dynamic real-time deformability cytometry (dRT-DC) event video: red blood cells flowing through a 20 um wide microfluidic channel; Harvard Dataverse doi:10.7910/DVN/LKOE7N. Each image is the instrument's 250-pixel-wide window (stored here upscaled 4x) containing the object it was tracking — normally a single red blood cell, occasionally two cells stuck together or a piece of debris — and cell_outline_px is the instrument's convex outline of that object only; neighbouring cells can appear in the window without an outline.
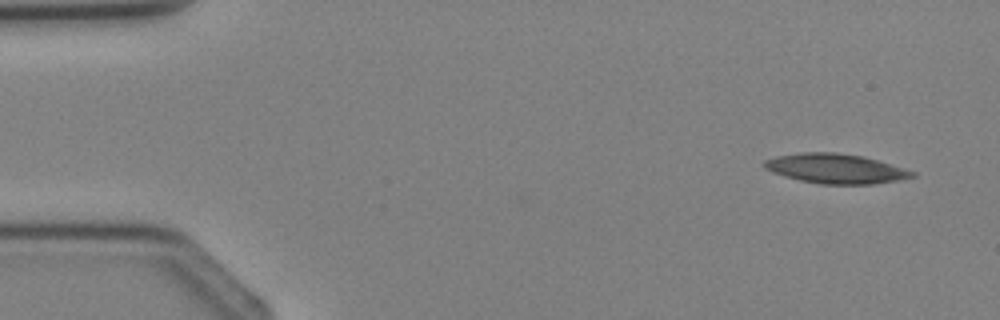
{"species": "Egyptian fruit bat (a non-hibernating species)", "species_latin": "Rousettus aegyptiacus", "temperature_condition": "cold", "stored_images_in_passage": 3, "camera_frame_rate_fps": 3000, "um_per_image_px": 0.085, "animal": {"sex": "female"}, "frame": {"image": 1, "passage_image": 1, "time_ms": 0.0, "image_size_px": [1000, 320], "cell_outline_px": [[916, 176], [900, 180], [872, 184], [820, 184], [800, 180], [784, 176], [772, 172], [764, 168], [764, 160], [776, 156], [800, 152], [836, 152], [864, 156], [904, 168], [916, 172]], "centroid_in_image_um": [71.03, 14.33], "position_along_channel_um": 14.0, "area_um2": 25.66}}
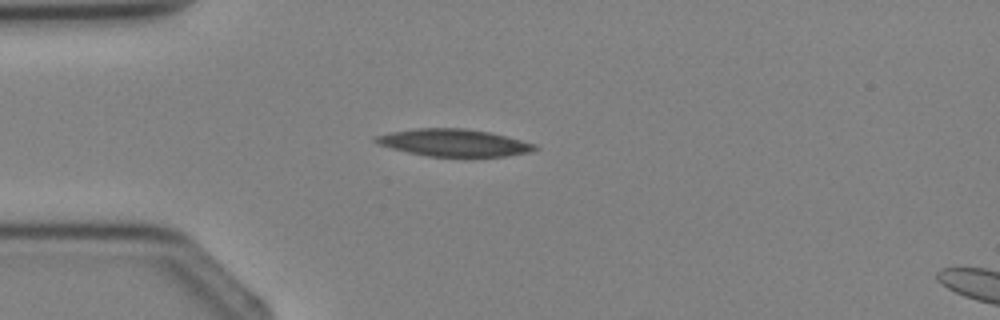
{"frame": {"image": 2, "passage_image": 3, "time_ms": 2.333, "image_size_px": [1000, 320], "cell_outline_px": [[540, 148], [532, 152], [508, 156], [428, 156], [408, 152], [376, 144], [372, 140], [372, 136], [388, 132], [416, 128], [464, 128], [488, 132], [536, 144]], "centroid_in_image_um": [38.53, 12.12], "position_along_channel_um": 46.5, "area_um2": 25.32}}